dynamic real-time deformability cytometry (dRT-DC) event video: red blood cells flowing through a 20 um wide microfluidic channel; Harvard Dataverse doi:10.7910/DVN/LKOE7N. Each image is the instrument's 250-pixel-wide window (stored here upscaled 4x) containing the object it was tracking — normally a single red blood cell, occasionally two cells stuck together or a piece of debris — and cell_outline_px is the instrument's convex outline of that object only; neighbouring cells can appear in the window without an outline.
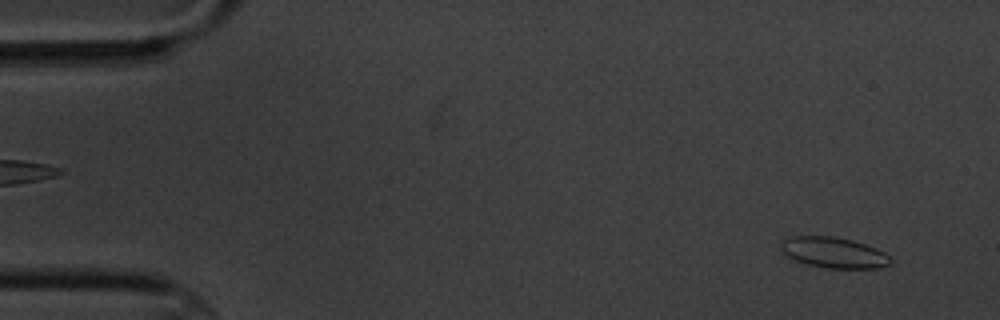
{"species": "common noctule bat (a hibernating species)", "species_latin": "Nyctalus noctula", "temperature_condition": "cold", "stored_images_in_passage": 7, "camera_frame_rate_fps": 3000, "um_per_image_px": 0.085, "animal": {"sex": "male", "body_mass_g": 20.1, "forearm_length_mm": 53.5}, "frame": {"image": 1, "passage_image": 1, "time_ms": 0.0, "image_size_px": [1000, 320], "cell_outline_px": [[892, 260], [888, 264], [880, 268], [828, 268], [808, 264], [796, 260], [788, 256], [780, 248], [780, 244], [784, 240], [792, 236], [832, 236], [852, 240], [876, 248], [884, 252]], "centroid_in_image_um": [70.87, 21.46], "position_along_channel_um": 14.1, "area_um2": 19.36}}
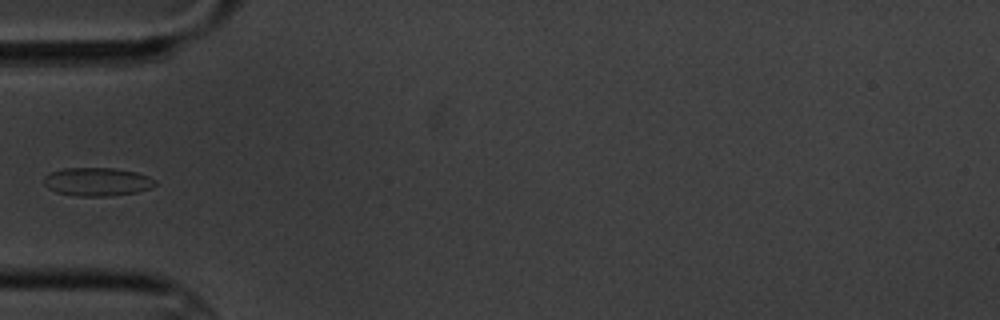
{"frame": {"image": 2, "passage_image": 5, "time_ms": 5.0, "image_size_px": [1000, 320], "cell_outline_px": [[156, 184], [152, 188], [136, 192], [104, 196], [76, 196], [56, 192], [48, 188], [44, 184], [44, 176], [52, 172], [64, 168], [116, 168], [136, 172], [148, 176], [156, 180]], "centroid_in_image_um": [8.27, 15.44], "position_along_channel_um": 76.7, "area_um2": 18.38}}
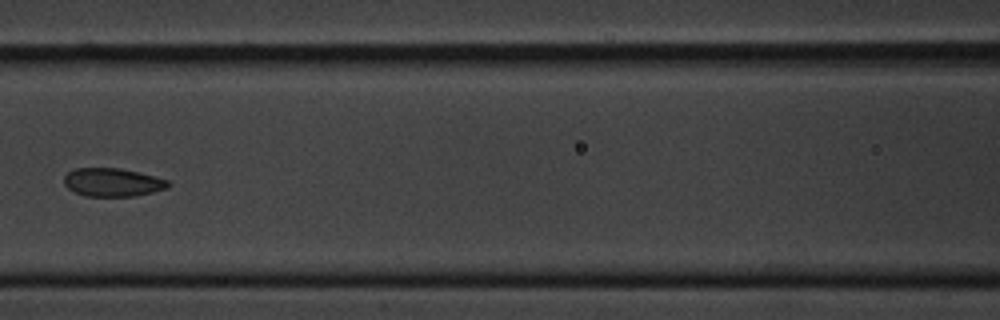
{"frame": {"image": 3, "passage_image": 7, "time_ms": 7.333, "image_size_px": [1000, 320], "cell_outline_px": [[172, 184], [168, 188], [152, 192], [132, 196], [84, 196], [68, 188], [64, 184], [64, 176], [68, 172], [76, 168], [120, 168], [156, 176], [168, 180]], "centroid_in_image_um": [9.59, 15.49], "position_along_channel_um": 157.0, "area_um2": 17.22}}